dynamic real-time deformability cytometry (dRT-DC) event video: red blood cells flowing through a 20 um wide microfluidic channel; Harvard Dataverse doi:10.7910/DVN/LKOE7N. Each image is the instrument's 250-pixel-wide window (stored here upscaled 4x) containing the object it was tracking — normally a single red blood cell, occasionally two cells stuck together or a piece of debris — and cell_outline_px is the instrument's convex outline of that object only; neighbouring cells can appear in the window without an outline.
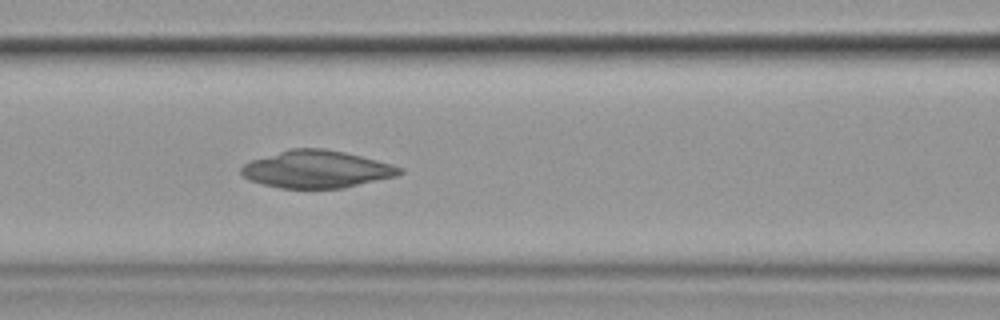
{"species": "common noctule bat (a hibernating species)", "species_latin": "Nyctalus noctula", "temperature_condition": "cold", "stored_images_in_passage": 7, "camera_frame_rate_fps": 3000, "um_per_image_px": 0.085, "animal": {"sex": "female", "body_mass_g": 19.9}, "frame": {"image": 1, "passage_image": 7, "time_ms": 7.667, "image_size_px": [1000, 320], "cell_outline_px": [[404, 172], [396, 176], [344, 188], [280, 188], [248, 180], [240, 172], [240, 168], [244, 164], [252, 160], [288, 148], [324, 148], [344, 152], [392, 164], [404, 168]], "centroid_in_image_um": [26.91, 14.38], "position_along_channel_um": 139.7, "area_um2": 34.51}}